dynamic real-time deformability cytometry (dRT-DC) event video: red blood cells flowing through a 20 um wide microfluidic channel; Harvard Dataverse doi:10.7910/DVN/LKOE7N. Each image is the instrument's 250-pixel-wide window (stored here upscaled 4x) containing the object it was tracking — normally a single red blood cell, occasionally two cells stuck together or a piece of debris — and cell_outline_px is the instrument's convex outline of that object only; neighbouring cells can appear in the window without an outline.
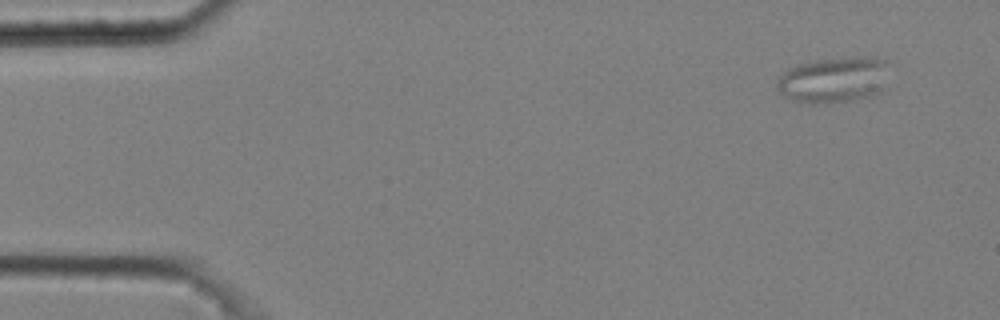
{"species": "common noctule bat (a hibernating species)", "species_latin": "Nyctalus noctula", "temperature_condition": "cold", "stored_images_in_passage": 10, "camera_frame_rate_fps": 3000, "um_per_image_px": 0.085, "animal": {"sex": "male", "body_mass_g": 20.4}, "frame": {"image": 1, "passage_image": 1, "time_ms": 0.0, "image_size_px": [1000, 320], "cell_outline_px": [[888, 88], [872, 96], [848, 100], [816, 104], [812, 104], [792, 100], [784, 96], [776, 88], [776, 76], [788, 68], [796, 64], [808, 60], [860, 56], [864, 56], [888, 60]], "centroid_in_image_um": [70.88, 6.76], "position_along_channel_um": 14.1, "area_um2": 31.04}}
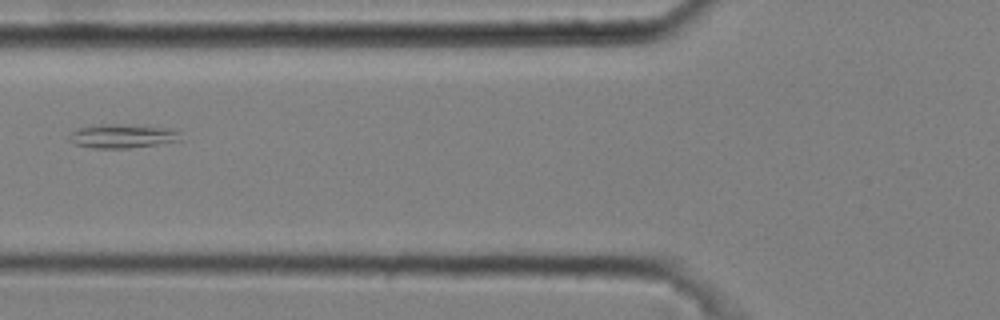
{"frame": {"image": 2, "passage_image": 5, "time_ms": 1.333, "image_size_px": [1000, 320], "cell_outline_px": [[180, 140], [156, 144], [128, 148], [92, 148], [76, 144], [68, 140], [68, 136], [76, 128], [100, 124], [144, 124], [176, 128], [180, 132]], "centroid_in_image_um": [10.44, 11.53], "position_along_channel_um": 115.4, "area_um2": 15.95}}
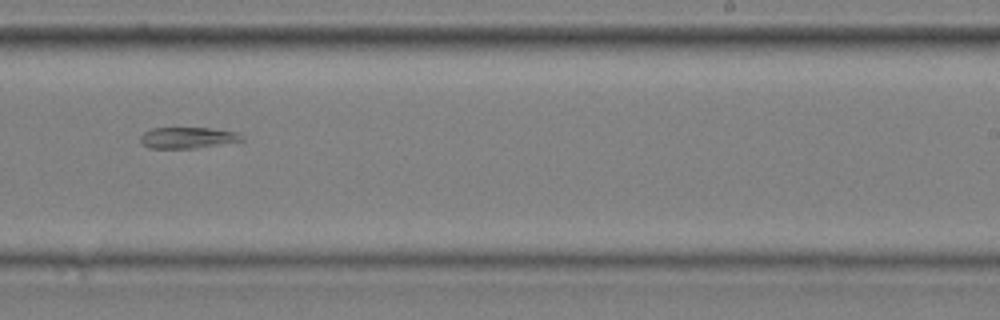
{"frame": {"image": 3, "passage_image": 9, "time_ms": 2.667, "image_size_px": [1000, 320], "cell_outline_px": [[244, 140], [196, 148], [148, 148], [140, 140], [140, 136], [144, 132], [152, 128], [208, 128], [240, 132], [244, 136]], "centroid_in_image_um": [15.98, 11.7], "position_along_channel_um": 273.0, "area_um2": 12.48}}